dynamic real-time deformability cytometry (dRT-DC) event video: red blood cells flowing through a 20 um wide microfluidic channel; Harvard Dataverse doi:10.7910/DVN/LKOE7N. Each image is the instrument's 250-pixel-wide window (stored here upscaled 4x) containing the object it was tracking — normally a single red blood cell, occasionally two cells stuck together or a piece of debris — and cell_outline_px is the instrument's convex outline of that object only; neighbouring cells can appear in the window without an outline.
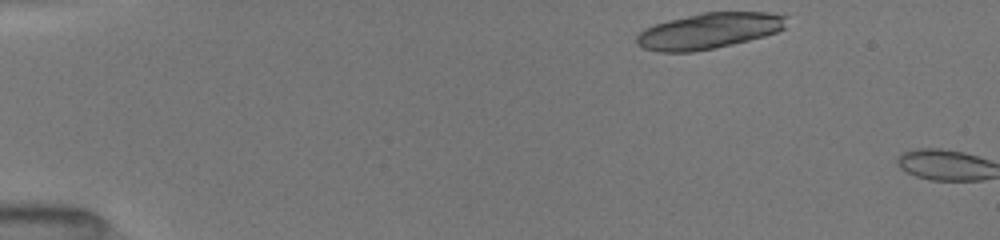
{"species": "common noctule bat (a hibernating species)", "species_latin": "Nyctalus noctula", "temperature_condition": "room temperature", "stored_images_in_passage": 4, "camera_frame_rate_fps": 3000, "um_per_image_px": 0.085, "animal": {"sex": "female", "body_mass_g": 19.5, "forearm_length_mm": 54.1}, "frame": {"image": 1, "passage_image": 1, "time_ms": 0.0, "image_size_px": [1000, 240], "cell_outline_px": [[788, 16], [784, 28], [776, 32], [764, 36], [716, 48], [692, 52], [656, 52], [644, 48], [636, 44], [636, 36], [644, 28], [668, 20], [704, 12], [768, 12]], "centroid_in_image_um": [60.24, 2.63], "position_along_channel_um": 24.8, "area_um2": 31.33}}